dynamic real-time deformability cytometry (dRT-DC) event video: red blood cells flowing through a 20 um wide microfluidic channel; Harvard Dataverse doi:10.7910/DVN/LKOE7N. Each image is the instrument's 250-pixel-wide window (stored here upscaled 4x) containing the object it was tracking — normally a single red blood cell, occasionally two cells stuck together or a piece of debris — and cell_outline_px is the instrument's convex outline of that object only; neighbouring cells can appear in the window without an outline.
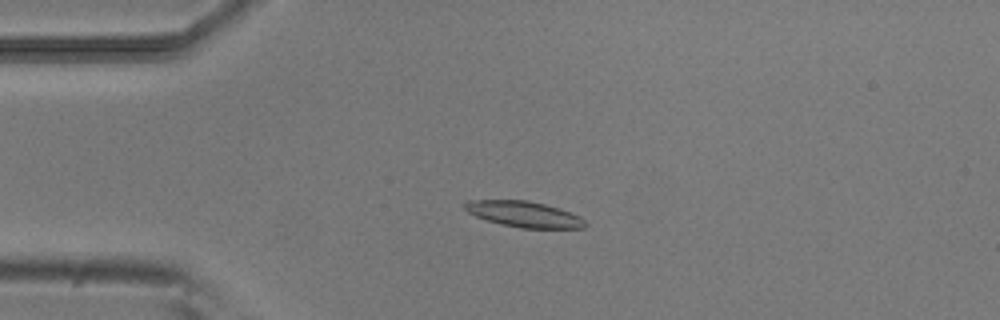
{"species": "common noctule bat (a hibernating species)", "species_latin": "Nyctalus noctula", "temperature_condition": "room temperature", "stored_images_in_passage": 53, "camera_frame_rate_fps": 3000, "um_per_image_px": 0.085, "animal": {"sex": "male", "body_mass_g": 20.5, "forearm_length_mm": 52.5}, "frame": {"image": 1, "passage_image": 13, "time_ms": 4.0, "image_size_px": [1000, 320], "cell_outline_px": [[588, 224], [584, 228], [520, 228], [488, 220], [476, 216], [468, 212], [464, 208], [464, 204], [468, 200], [528, 200], [544, 204], [580, 216]], "centroid_in_image_um": [44.55, 18.2], "position_along_channel_um": 40.5, "area_um2": 17.86}}
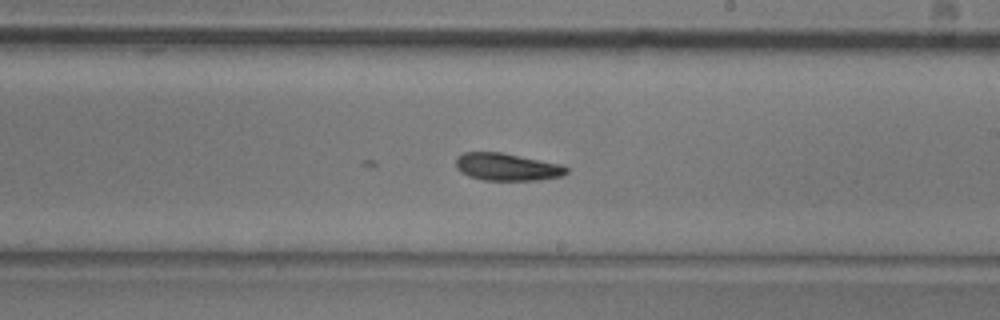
{"frame": {"image": 2, "passage_image": 31, "time_ms": 10.0, "image_size_px": [1000, 320], "cell_outline_px": [[568, 172], [564, 176], [540, 180], [484, 180], [468, 176], [460, 172], [456, 168], [456, 156], [464, 152], [500, 152], [560, 164], [568, 168]], "centroid_in_image_um": [43.08, 14.19], "position_along_channel_um": 245.9, "area_um2": 17.74}}
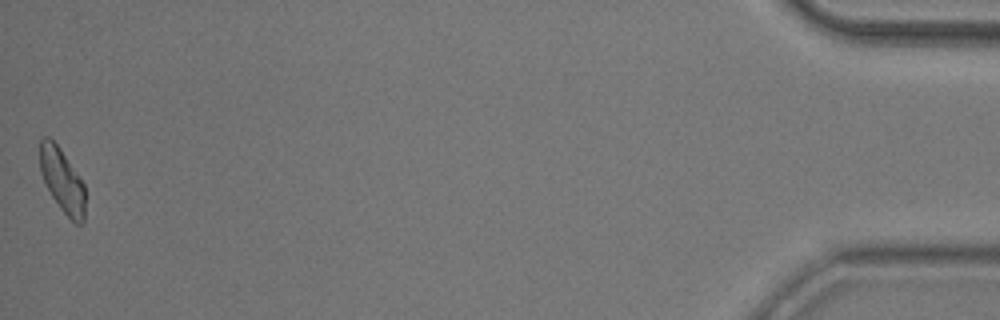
{"frame": {"image": 3, "passage_image": 53, "time_ms": 17.333, "image_size_px": [1000, 320], "cell_outline_px": [[84, 220], [80, 224], [76, 224], [60, 208], [52, 196], [40, 172], [40, 140], [44, 136], [48, 136], [60, 148], [84, 184]], "centroid_in_image_um": [5.28, 15.32], "position_along_channel_um": 429.9, "area_um2": 16.47}}